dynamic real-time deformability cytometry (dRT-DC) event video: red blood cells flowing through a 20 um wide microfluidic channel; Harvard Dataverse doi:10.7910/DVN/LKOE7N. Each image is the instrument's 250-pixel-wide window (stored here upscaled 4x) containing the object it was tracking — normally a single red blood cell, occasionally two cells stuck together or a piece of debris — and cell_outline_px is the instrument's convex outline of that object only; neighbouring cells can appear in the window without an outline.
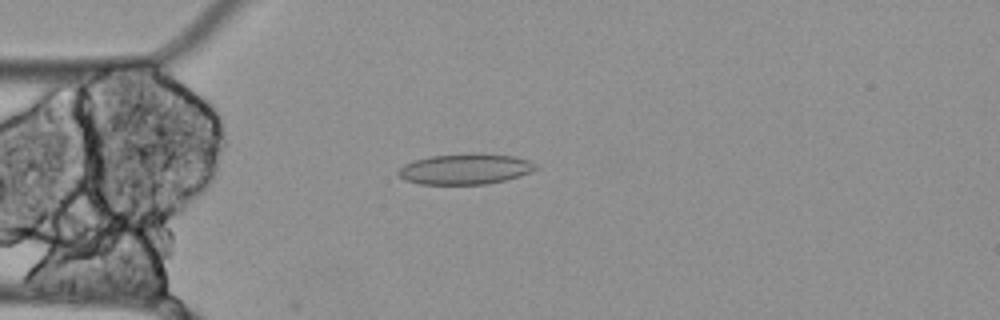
{"species": "Egyptian fruit bat (a non-hibernating species)", "species_latin": "Rousettus aegyptiacus", "temperature_condition": "cold", "stored_images_in_passage": 31, "camera_frame_rate_fps": 3000, "um_per_image_px": 0.085, "animal": {"sex": "female"}, "frame": {"image": 1, "passage_image": 4, "time_ms": 1.0, "image_size_px": [1000, 320], "cell_outline_px": [[540, 168], [520, 176], [488, 184], [420, 184], [404, 180], [396, 172], [404, 164], [416, 160], [432, 156], [472, 152], [512, 156], [528, 160], [536, 164]], "centroid_in_image_um": [39.56, 14.36], "position_along_channel_um": 45.4, "area_um2": 24.62}}
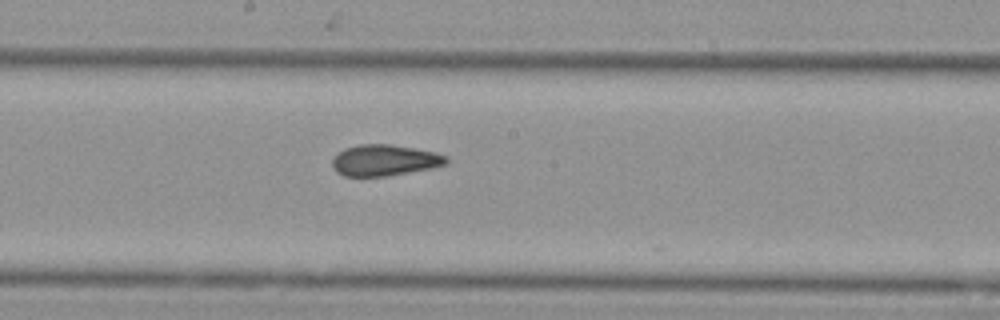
{"frame": {"image": 2, "passage_image": 19, "time_ms": 6.0, "image_size_px": [1000, 320], "cell_outline_px": [[448, 164], [432, 168], [388, 176], [344, 176], [336, 172], [332, 168], [332, 160], [344, 148], [360, 144], [388, 144], [436, 152], [448, 156]], "centroid_in_image_um": [32.7, 13.63], "position_along_channel_um": 215.5, "area_um2": 20.75}}
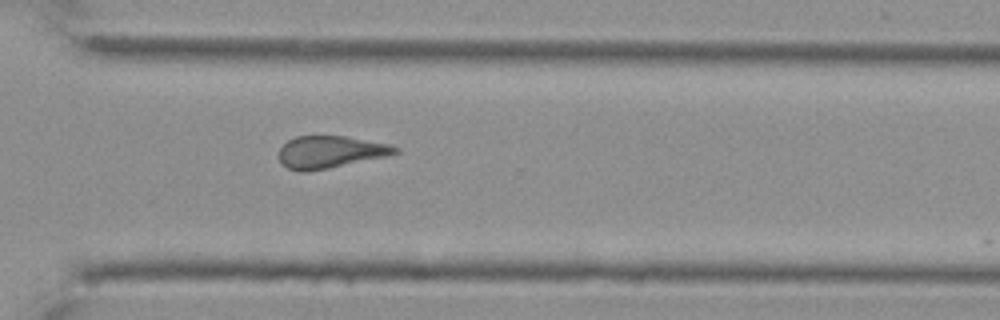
{"frame": {"image": 3, "passage_image": 30, "time_ms": 9.667, "image_size_px": [1000, 320], "cell_outline_px": [[400, 152], [388, 156], [328, 168], [304, 172], [300, 172], [288, 168], [280, 160], [280, 148], [288, 140], [296, 136], [344, 136], [388, 144], [400, 148]], "centroid_in_image_um": [28.09, 12.92], "position_along_channel_um": 342.5, "area_um2": 21.62}}